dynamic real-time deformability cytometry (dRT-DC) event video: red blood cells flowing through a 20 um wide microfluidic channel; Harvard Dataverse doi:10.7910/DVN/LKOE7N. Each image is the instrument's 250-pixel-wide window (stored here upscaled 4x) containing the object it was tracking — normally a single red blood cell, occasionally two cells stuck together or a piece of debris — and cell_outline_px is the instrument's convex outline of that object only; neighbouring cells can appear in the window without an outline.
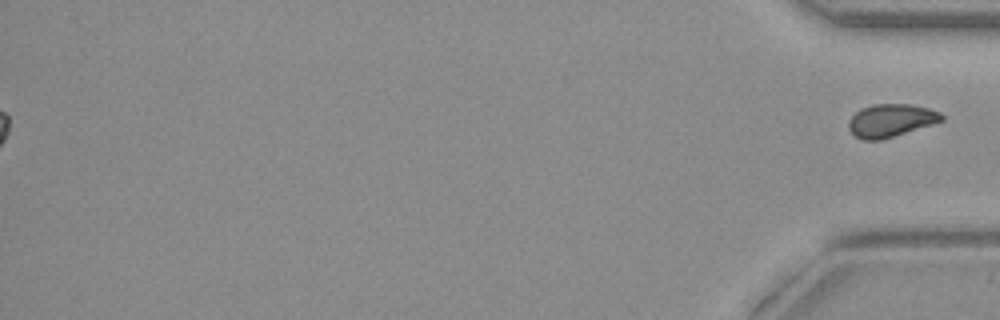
{"species": "common noctule bat (a hibernating species)", "species_latin": "Nyctalus noctula", "temperature_condition": "warm", "stored_images_in_passage": 40, "segment_of_instrument_passage": [2, 2], "camera_frame_rate_fps": 3000, "um_per_image_px": 0.085, "animal": {"sex": "female", "body_mass_g": 19.3, "forearm_length_mm": 54.1}, "frame": {"image": 1, "passage_image": 40, "time_ms": 13.0, "image_size_px": [1000, 320], "cell_outline_px": [[944, 120], [932, 124], [880, 140], [864, 140], [856, 136], [848, 128], [848, 120], [860, 108], [876, 104], [912, 104], [928, 108], [940, 112], [944, 116]], "centroid_in_image_um": [75.72, 10.22], "position_along_channel_um": 359.5, "area_um2": 17.69}}